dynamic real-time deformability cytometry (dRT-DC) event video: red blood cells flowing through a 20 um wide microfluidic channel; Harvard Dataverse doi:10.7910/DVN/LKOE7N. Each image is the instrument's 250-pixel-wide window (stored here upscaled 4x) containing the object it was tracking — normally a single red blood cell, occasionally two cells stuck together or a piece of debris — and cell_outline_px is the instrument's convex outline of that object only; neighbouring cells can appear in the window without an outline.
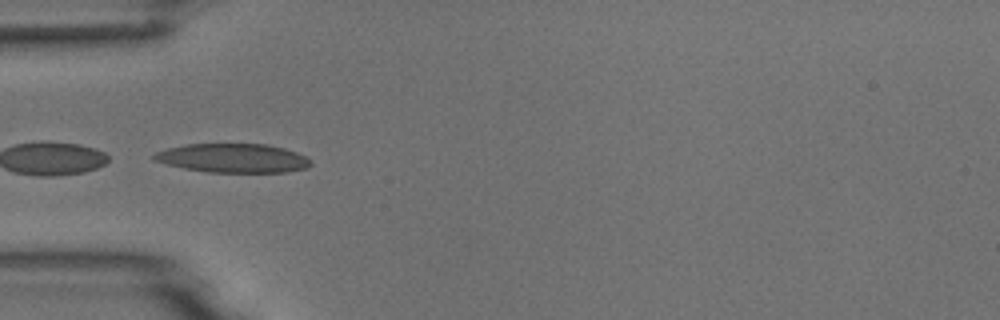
{"species": "common noctule bat (a hibernating species)", "species_latin": "Nyctalus noctula", "temperature_condition": "room temperature", "stored_images_in_passage": 7, "camera_frame_rate_fps": 3000, "um_per_image_px": 0.085, "animal": {"sex": "male", "body_mass_g": 18.8}, "frame": {"image": 1, "passage_image": 5, "time_ms": 4.333, "image_size_px": [1000, 320], "cell_outline_px": [[312, 164], [308, 168], [288, 172], [208, 172], [184, 168], [152, 160], [152, 156], [156, 152], [168, 148], [188, 144], [268, 144], [284, 148], [296, 152], [304, 156]], "centroid_in_image_um": [19.81, 13.44], "position_along_channel_um": 65.2, "area_um2": 26.36}}